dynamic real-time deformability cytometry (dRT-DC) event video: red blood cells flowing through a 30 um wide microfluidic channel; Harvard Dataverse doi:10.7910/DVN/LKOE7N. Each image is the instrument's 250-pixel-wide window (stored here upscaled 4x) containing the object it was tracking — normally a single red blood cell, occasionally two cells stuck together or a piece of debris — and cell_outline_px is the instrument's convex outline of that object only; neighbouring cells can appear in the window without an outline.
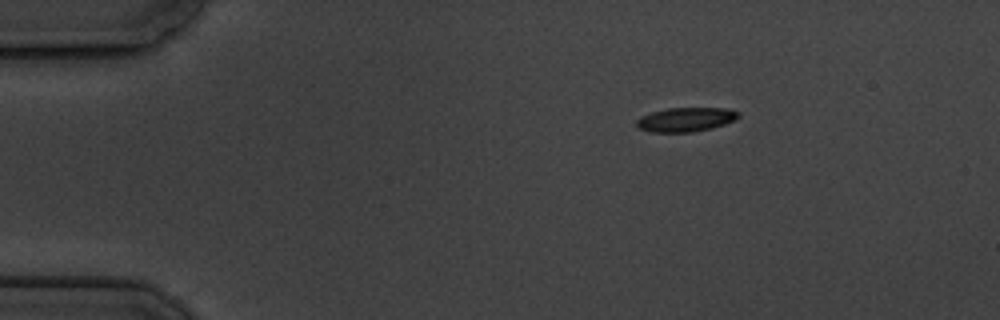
{"species": "common noctule bat (a hibernating species)", "species_latin": "Nyctalus noctula", "temperature_condition": "cold", "stored_images_in_passage": 3, "camera_frame_rate_fps": 3000, "um_per_image_px": 0.085, "animal": {"sex": "male", "body_mass_g": 19.5, "forearm_length_mm": 54.6}, "frame": {"image": 1, "passage_image": 1, "time_ms": 0.0, "image_size_px": [1000, 320], "cell_outline_px": [[740, 116], [724, 124], [712, 128], [692, 132], [652, 132], [640, 128], [636, 124], [636, 120], [640, 116], [652, 112], [668, 108], [728, 108], [740, 112]], "centroid_in_image_um": [58.29, 10.15], "position_along_channel_um": 26.7, "area_um2": 14.28}}
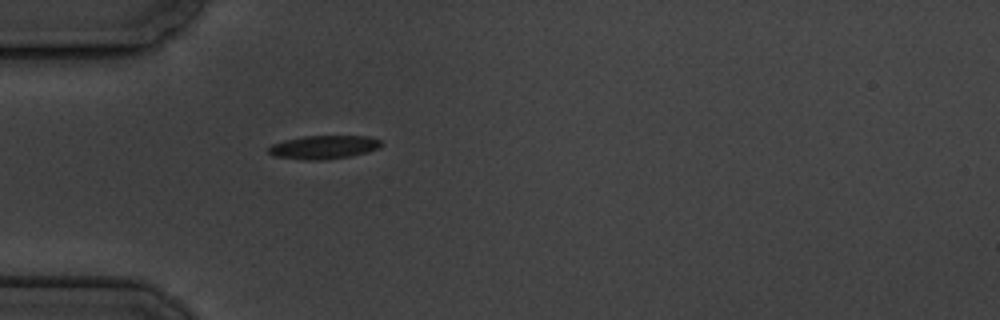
{"frame": {"image": 2, "passage_image": 3, "time_ms": 2.667, "image_size_px": [1000, 320], "cell_outline_px": [[384, 144], [368, 152], [348, 156], [324, 160], [304, 160], [272, 156], [268, 152], [268, 148], [272, 144], [284, 140], [304, 136], [368, 136], [380, 140]], "centroid_in_image_um": [27.48, 12.51], "position_along_channel_um": 57.5, "area_um2": 15.43}}